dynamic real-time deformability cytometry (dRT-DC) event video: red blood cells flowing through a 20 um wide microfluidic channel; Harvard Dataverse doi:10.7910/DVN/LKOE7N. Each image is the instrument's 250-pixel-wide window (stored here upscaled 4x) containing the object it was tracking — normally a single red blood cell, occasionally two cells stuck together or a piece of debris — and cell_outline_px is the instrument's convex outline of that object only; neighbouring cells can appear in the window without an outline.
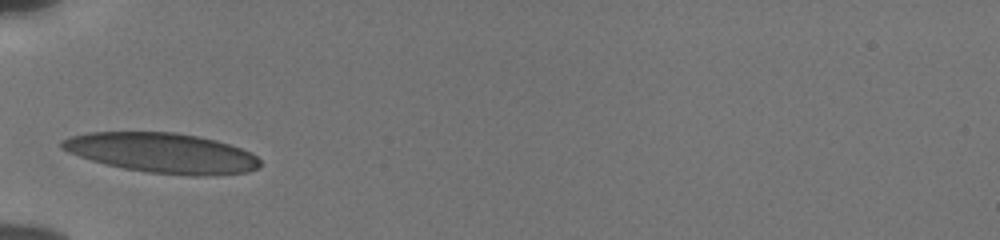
{"species": "human", "species_latin": "Homo sapiens", "temperature_condition": "cold", "stored_images_in_passage": 33, "camera_frame_rate_fps": 3000, "um_per_image_px": 0.085, "donor": {"sex": "male"}, "frame": {"image": 1, "passage_image": 1, "time_ms": 0.0, "image_size_px": [1000, 240], "cell_outline_px": [[264, 164], [260, 168], [248, 172], [208, 176], [192, 176], [148, 172], [124, 168], [104, 164], [68, 152], [60, 148], [60, 140], [72, 136], [88, 132], [172, 132], [196, 136], [216, 140], [240, 148], [256, 156]], "centroid_in_image_um": [13.8, 13.01], "position_along_channel_um": 71.2, "area_um2": 46.18}}
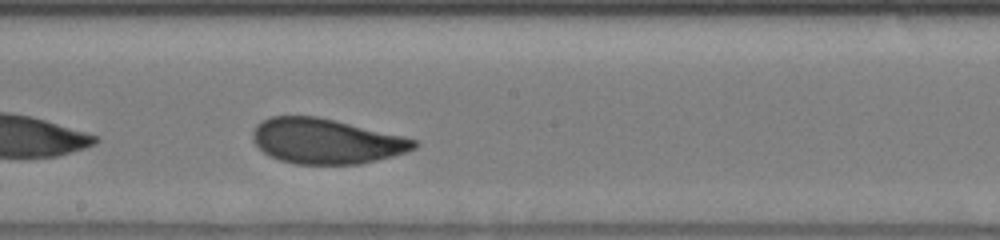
{"frame": {"image": 2, "passage_image": 13, "time_ms": 4.0, "image_size_px": [1000, 240], "cell_outline_px": [[420, 144], [416, 148], [392, 156], [360, 164], [296, 164], [280, 160], [268, 156], [252, 140], [252, 132], [256, 124], [272, 116], [316, 116], [404, 136], [416, 140]], "centroid_in_image_um": [27.7, 12.0], "position_along_channel_um": 220.5, "area_um2": 42.31}}
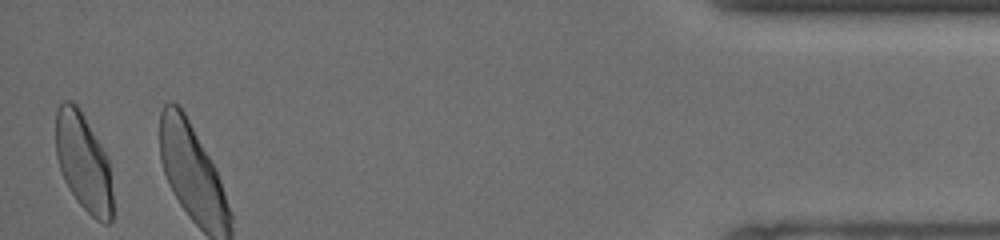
{"frame": {"image": 3, "passage_image": 33, "time_ms": 10.667, "image_size_px": [1000, 240], "cell_outline_px": [[112, 220], [108, 224], [104, 224], [96, 220], [76, 200], [64, 180], [56, 156], [56, 108], [64, 100], [72, 100], [76, 104], [108, 156], [112, 192]], "centroid_in_image_um": [7.09, 13.8], "position_along_channel_um": 428.1, "area_um2": 32.43}, "authors_computed_cell_mechanics": {"area_um2": 42.6564, "velocity_mm_per_s": 3.795, "shape_relaxation_time_tau1_ms": 2.9994, "shape_relaxation_time_tau2_ms": 0.8427, "deformation_change_tau1": 0.1321, "deformation_change_tau2": 0.057}}